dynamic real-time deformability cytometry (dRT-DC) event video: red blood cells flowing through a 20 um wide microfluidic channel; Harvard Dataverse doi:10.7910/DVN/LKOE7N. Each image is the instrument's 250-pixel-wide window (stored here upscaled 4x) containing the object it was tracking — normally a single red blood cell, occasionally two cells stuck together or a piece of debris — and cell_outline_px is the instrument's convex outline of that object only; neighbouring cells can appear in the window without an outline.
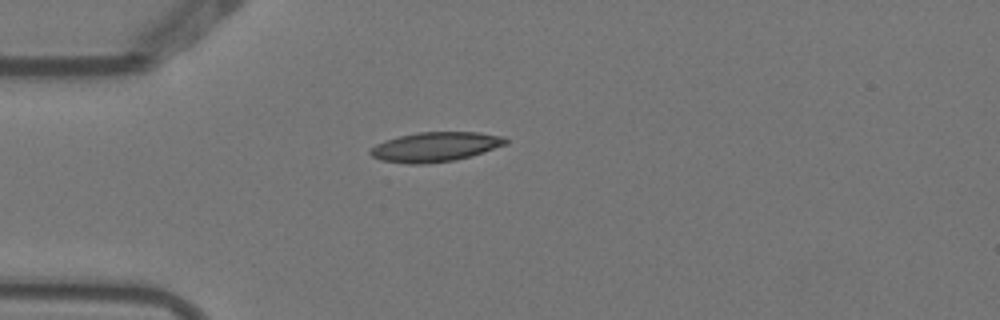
{"species": "Egyptian fruit bat (a non-hibernating species)", "species_latin": "Rousettus aegyptiacus", "temperature_condition": "warm", "stored_images_in_passage": 2, "camera_frame_rate_fps": 3000, "um_per_image_px": 0.085, "animal": {"sex": "female"}, "frame": {"image": 1, "passage_image": 2, "time_ms": 0.333, "image_size_px": [1000, 320], "cell_outline_px": [[508, 144], [472, 156], [456, 160], [428, 164], [408, 164], [380, 160], [372, 156], [368, 152], [376, 144], [384, 140], [400, 136], [420, 132], [480, 132], [504, 136], [508, 140]], "centroid_in_image_um": [37.03, 12.49], "position_along_channel_um": 48.0, "area_um2": 23.58}}